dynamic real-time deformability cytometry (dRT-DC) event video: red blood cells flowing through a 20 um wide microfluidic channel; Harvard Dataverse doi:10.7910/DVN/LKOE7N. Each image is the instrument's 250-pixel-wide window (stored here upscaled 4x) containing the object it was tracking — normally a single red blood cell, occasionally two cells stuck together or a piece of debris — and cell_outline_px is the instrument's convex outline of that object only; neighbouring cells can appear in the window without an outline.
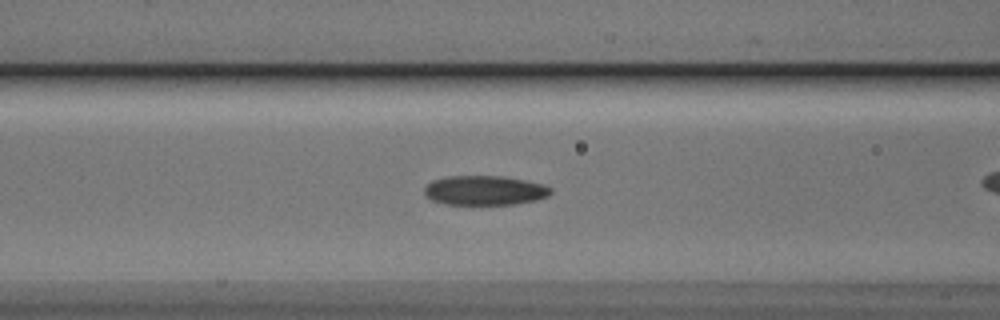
{"species": "Egyptian fruit bat (a non-hibernating species)", "species_latin": "Rousettus aegyptiacus", "temperature_condition": "cold", "stored_images_in_passage": 44, "camera_frame_rate_fps": 3000, "um_per_image_px": 0.085, "animal": {"sex": "male"}, "frame": {"image": 1, "passage_image": 22, "time_ms": 7.0, "image_size_px": [1000, 320], "cell_outline_px": [[552, 192], [548, 196], [536, 200], [516, 204], [444, 204], [432, 200], [424, 196], [424, 188], [432, 180], [444, 176], [504, 176], [544, 184], [552, 188]], "centroid_in_image_um": [41.19, 16.18], "position_along_channel_um": 125.4, "area_um2": 21.91}}
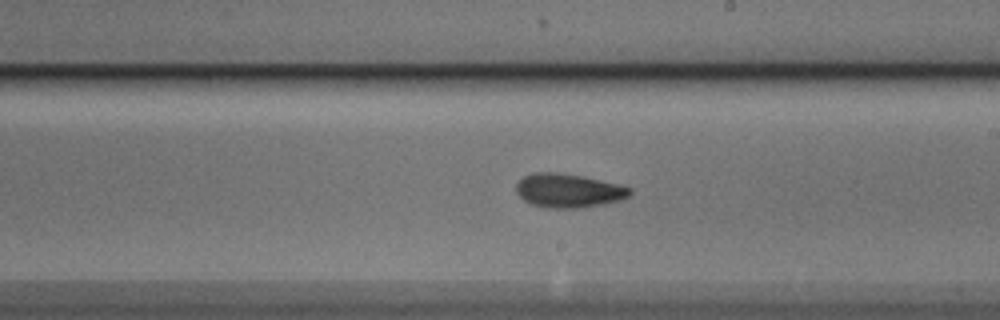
{"frame": {"image": 2, "passage_image": 31, "time_ms": 10.0, "image_size_px": [1000, 320], "cell_outline_px": [[632, 192], [628, 196], [620, 200], [604, 204], [580, 208], [544, 208], [532, 204], [524, 200], [516, 192], [516, 184], [524, 176], [532, 172], [556, 172], [584, 176], [632, 188]], "centroid_in_image_um": [48.3, 16.2], "position_along_channel_um": 240.7, "area_um2": 22.48}}
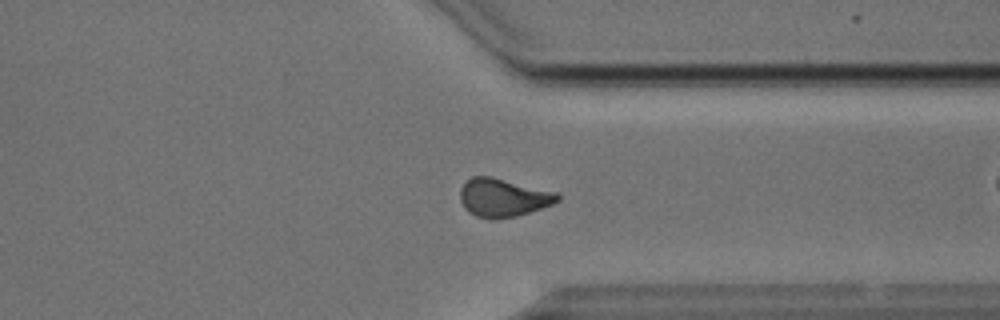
{"frame": {"image": 3, "passage_image": 41, "time_ms": 13.333, "image_size_px": [1000, 320], "cell_outline_px": [[560, 200], [552, 204], [516, 216], [496, 220], [492, 220], [476, 216], [468, 212], [464, 208], [460, 200], [460, 188], [472, 176], [492, 176], [556, 192], [560, 196]], "centroid_in_image_um": [42.74, 16.8], "position_along_channel_um": 368.7, "area_um2": 21.79}}